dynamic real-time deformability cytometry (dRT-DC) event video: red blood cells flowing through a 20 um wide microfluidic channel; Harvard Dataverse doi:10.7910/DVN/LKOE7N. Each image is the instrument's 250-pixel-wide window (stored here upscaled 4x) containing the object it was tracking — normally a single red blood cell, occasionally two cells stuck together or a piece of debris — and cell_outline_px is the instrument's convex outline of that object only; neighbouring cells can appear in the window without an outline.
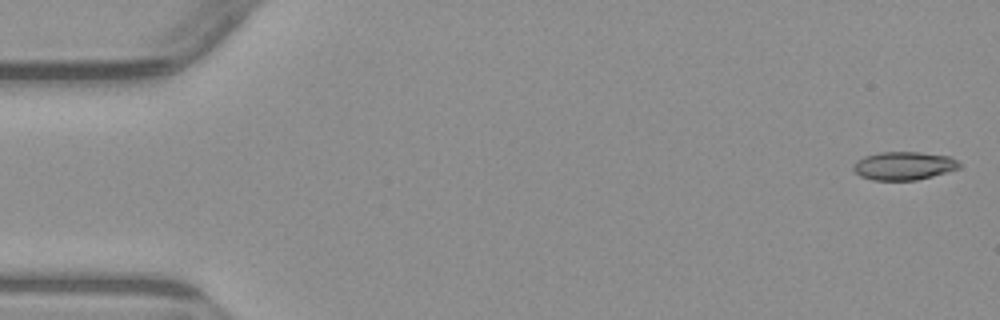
{"species": "common noctule bat (a hibernating species)", "species_latin": "Nyctalus noctula", "temperature_condition": "warm", "stored_images_in_passage": 6, "camera_frame_rate_fps": 3000, "um_per_image_px": 0.085, "animal": {"sex": "male", "body_mass_g": 23.1, "forearm_length_mm": 52.7}, "frame": {"image": 1, "passage_image": 1, "time_ms": 0.0, "image_size_px": [1000, 320], "cell_outline_px": [[960, 168], [932, 176], [916, 180], [872, 180], [860, 176], [852, 168], [852, 164], [856, 160], [864, 156], [880, 152], [920, 152], [952, 156], [960, 164]], "centroid_in_image_um": [76.8, 14.08], "position_along_channel_um": 8.2, "area_um2": 17.57}}
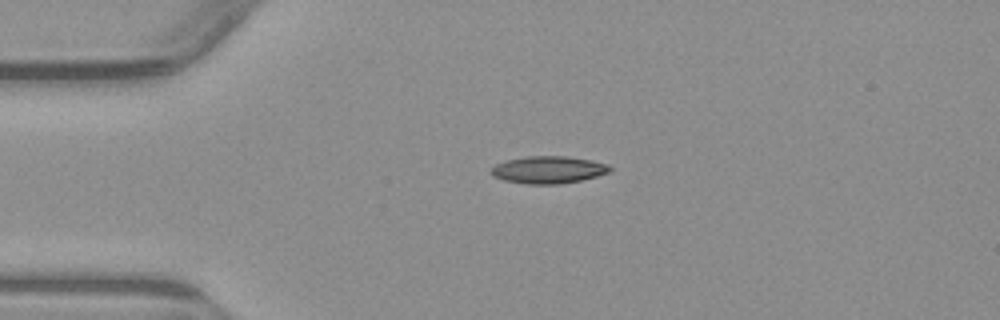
{"frame": {"image": 2, "passage_image": 4, "time_ms": 3.667, "image_size_px": [1000, 320], "cell_outline_px": [[612, 168], [608, 172], [596, 176], [580, 180], [560, 184], [528, 184], [504, 180], [492, 176], [488, 172], [496, 164], [504, 160], [528, 156], [568, 156], [592, 160], [608, 164]], "centroid_in_image_um": [46.58, 14.42], "position_along_channel_um": 38.4, "area_um2": 18.96}}
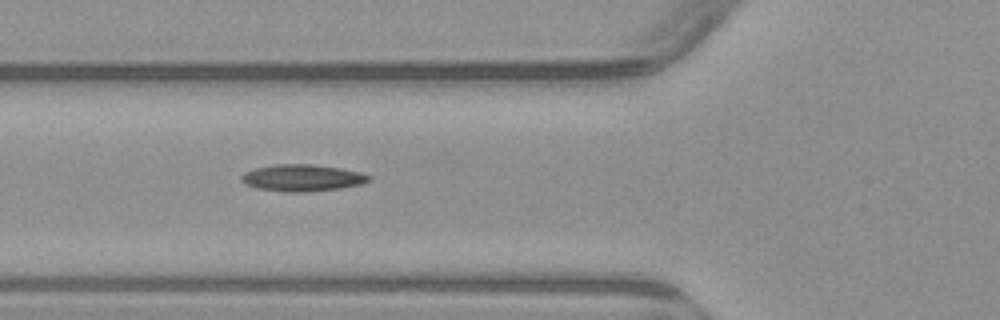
{"frame": {"image": 3, "passage_image": 6, "time_ms": 6.0, "image_size_px": [1000, 320], "cell_outline_px": [[372, 180], [364, 184], [340, 188], [304, 192], [284, 192], [256, 188], [244, 184], [240, 180], [240, 176], [244, 172], [256, 168], [276, 164], [312, 164], [340, 168], [360, 172], [372, 176]], "centroid_in_image_um": [25.7, 15.12], "position_along_channel_um": 100.1, "area_um2": 20.11}}